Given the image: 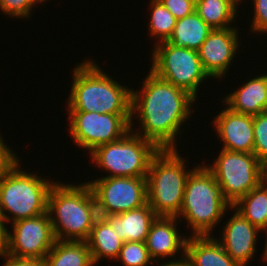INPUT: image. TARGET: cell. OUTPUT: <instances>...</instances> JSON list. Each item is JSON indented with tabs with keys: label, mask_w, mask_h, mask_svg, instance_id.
Wrapping results in <instances>:
<instances>
[{
	"label": "cell",
	"mask_w": 267,
	"mask_h": 266,
	"mask_svg": "<svg viewBox=\"0 0 267 266\" xmlns=\"http://www.w3.org/2000/svg\"><path fill=\"white\" fill-rule=\"evenodd\" d=\"M46 266H95L87 241H60L44 258Z\"/></svg>",
	"instance_id": "cell-23"
},
{
	"label": "cell",
	"mask_w": 267,
	"mask_h": 266,
	"mask_svg": "<svg viewBox=\"0 0 267 266\" xmlns=\"http://www.w3.org/2000/svg\"><path fill=\"white\" fill-rule=\"evenodd\" d=\"M148 9H150V20L148 29L152 40L156 43L164 42L169 39L175 28L176 18L173 14L159 1L149 0Z\"/></svg>",
	"instance_id": "cell-25"
},
{
	"label": "cell",
	"mask_w": 267,
	"mask_h": 266,
	"mask_svg": "<svg viewBox=\"0 0 267 266\" xmlns=\"http://www.w3.org/2000/svg\"><path fill=\"white\" fill-rule=\"evenodd\" d=\"M153 45L149 70L197 99L201 83L210 79L202 67L198 50L174 46L167 41Z\"/></svg>",
	"instance_id": "cell-8"
},
{
	"label": "cell",
	"mask_w": 267,
	"mask_h": 266,
	"mask_svg": "<svg viewBox=\"0 0 267 266\" xmlns=\"http://www.w3.org/2000/svg\"><path fill=\"white\" fill-rule=\"evenodd\" d=\"M123 266H148L154 262L148 252L145 242L128 241L123 242L117 257Z\"/></svg>",
	"instance_id": "cell-26"
},
{
	"label": "cell",
	"mask_w": 267,
	"mask_h": 266,
	"mask_svg": "<svg viewBox=\"0 0 267 266\" xmlns=\"http://www.w3.org/2000/svg\"><path fill=\"white\" fill-rule=\"evenodd\" d=\"M98 178L87 183L94 195L99 217L137 209L148 203L146 177Z\"/></svg>",
	"instance_id": "cell-11"
},
{
	"label": "cell",
	"mask_w": 267,
	"mask_h": 266,
	"mask_svg": "<svg viewBox=\"0 0 267 266\" xmlns=\"http://www.w3.org/2000/svg\"><path fill=\"white\" fill-rule=\"evenodd\" d=\"M223 105L225 107L212 120L215 134L222 142V149L231 152L253 153V116L237 113L224 103Z\"/></svg>",
	"instance_id": "cell-16"
},
{
	"label": "cell",
	"mask_w": 267,
	"mask_h": 266,
	"mask_svg": "<svg viewBox=\"0 0 267 266\" xmlns=\"http://www.w3.org/2000/svg\"><path fill=\"white\" fill-rule=\"evenodd\" d=\"M185 262L188 266H239L213 236H189Z\"/></svg>",
	"instance_id": "cell-19"
},
{
	"label": "cell",
	"mask_w": 267,
	"mask_h": 266,
	"mask_svg": "<svg viewBox=\"0 0 267 266\" xmlns=\"http://www.w3.org/2000/svg\"><path fill=\"white\" fill-rule=\"evenodd\" d=\"M70 139L77 148L89 153L95 148L114 142L130 131L131 114H100L68 111Z\"/></svg>",
	"instance_id": "cell-10"
},
{
	"label": "cell",
	"mask_w": 267,
	"mask_h": 266,
	"mask_svg": "<svg viewBox=\"0 0 267 266\" xmlns=\"http://www.w3.org/2000/svg\"><path fill=\"white\" fill-rule=\"evenodd\" d=\"M47 212L60 241H87L99 217L87 182L72 185L56 181L49 190Z\"/></svg>",
	"instance_id": "cell-3"
},
{
	"label": "cell",
	"mask_w": 267,
	"mask_h": 266,
	"mask_svg": "<svg viewBox=\"0 0 267 266\" xmlns=\"http://www.w3.org/2000/svg\"><path fill=\"white\" fill-rule=\"evenodd\" d=\"M3 266H46L44 258H21L7 254Z\"/></svg>",
	"instance_id": "cell-32"
},
{
	"label": "cell",
	"mask_w": 267,
	"mask_h": 266,
	"mask_svg": "<svg viewBox=\"0 0 267 266\" xmlns=\"http://www.w3.org/2000/svg\"><path fill=\"white\" fill-rule=\"evenodd\" d=\"M260 231L267 230V186L260 183L232 205Z\"/></svg>",
	"instance_id": "cell-24"
},
{
	"label": "cell",
	"mask_w": 267,
	"mask_h": 266,
	"mask_svg": "<svg viewBox=\"0 0 267 266\" xmlns=\"http://www.w3.org/2000/svg\"><path fill=\"white\" fill-rule=\"evenodd\" d=\"M230 209L234 213L222 227V234H220L222 236L216 240L239 266H246L257 253L258 233L262 231L252 225L233 206Z\"/></svg>",
	"instance_id": "cell-14"
},
{
	"label": "cell",
	"mask_w": 267,
	"mask_h": 266,
	"mask_svg": "<svg viewBox=\"0 0 267 266\" xmlns=\"http://www.w3.org/2000/svg\"><path fill=\"white\" fill-rule=\"evenodd\" d=\"M253 2V20H251L250 32L254 34H267V0H251Z\"/></svg>",
	"instance_id": "cell-29"
},
{
	"label": "cell",
	"mask_w": 267,
	"mask_h": 266,
	"mask_svg": "<svg viewBox=\"0 0 267 266\" xmlns=\"http://www.w3.org/2000/svg\"><path fill=\"white\" fill-rule=\"evenodd\" d=\"M176 18L182 19L193 13L196 7V0H159Z\"/></svg>",
	"instance_id": "cell-30"
},
{
	"label": "cell",
	"mask_w": 267,
	"mask_h": 266,
	"mask_svg": "<svg viewBox=\"0 0 267 266\" xmlns=\"http://www.w3.org/2000/svg\"><path fill=\"white\" fill-rule=\"evenodd\" d=\"M84 60L72 70L65 108L100 114H131L132 89L112 79L94 59Z\"/></svg>",
	"instance_id": "cell-2"
},
{
	"label": "cell",
	"mask_w": 267,
	"mask_h": 266,
	"mask_svg": "<svg viewBox=\"0 0 267 266\" xmlns=\"http://www.w3.org/2000/svg\"><path fill=\"white\" fill-rule=\"evenodd\" d=\"M158 266H188V264L185 261L178 262V263H160Z\"/></svg>",
	"instance_id": "cell-35"
},
{
	"label": "cell",
	"mask_w": 267,
	"mask_h": 266,
	"mask_svg": "<svg viewBox=\"0 0 267 266\" xmlns=\"http://www.w3.org/2000/svg\"><path fill=\"white\" fill-rule=\"evenodd\" d=\"M264 232H266V236H265V238H266V240H265V247H264V249H263V252H262V254L261 255H263L262 256V261H266L267 262V230L266 231H264Z\"/></svg>",
	"instance_id": "cell-36"
},
{
	"label": "cell",
	"mask_w": 267,
	"mask_h": 266,
	"mask_svg": "<svg viewBox=\"0 0 267 266\" xmlns=\"http://www.w3.org/2000/svg\"><path fill=\"white\" fill-rule=\"evenodd\" d=\"M2 138L3 136L0 135V181L20 158L16 156L17 153L13 152L12 148L8 147V143L4 142L5 140Z\"/></svg>",
	"instance_id": "cell-31"
},
{
	"label": "cell",
	"mask_w": 267,
	"mask_h": 266,
	"mask_svg": "<svg viewBox=\"0 0 267 266\" xmlns=\"http://www.w3.org/2000/svg\"><path fill=\"white\" fill-rule=\"evenodd\" d=\"M237 29L236 26L213 29L198 49L202 67L210 78H224L230 71L231 62L241 46Z\"/></svg>",
	"instance_id": "cell-13"
},
{
	"label": "cell",
	"mask_w": 267,
	"mask_h": 266,
	"mask_svg": "<svg viewBox=\"0 0 267 266\" xmlns=\"http://www.w3.org/2000/svg\"><path fill=\"white\" fill-rule=\"evenodd\" d=\"M102 217L124 242H145L150 226L157 215L147 203L137 209Z\"/></svg>",
	"instance_id": "cell-18"
},
{
	"label": "cell",
	"mask_w": 267,
	"mask_h": 266,
	"mask_svg": "<svg viewBox=\"0 0 267 266\" xmlns=\"http://www.w3.org/2000/svg\"><path fill=\"white\" fill-rule=\"evenodd\" d=\"M42 4L44 3V2H47V0H39ZM49 1V0H48Z\"/></svg>",
	"instance_id": "cell-37"
},
{
	"label": "cell",
	"mask_w": 267,
	"mask_h": 266,
	"mask_svg": "<svg viewBox=\"0 0 267 266\" xmlns=\"http://www.w3.org/2000/svg\"><path fill=\"white\" fill-rule=\"evenodd\" d=\"M223 103L232 111L256 116L267 111V75L259 74L227 94Z\"/></svg>",
	"instance_id": "cell-17"
},
{
	"label": "cell",
	"mask_w": 267,
	"mask_h": 266,
	"mask_svg": "<svg viewBox=\"0 0 267 266\" xmlns=\"http://www.w3.org/2000/svg\"><path fill=\"white\" fill-rule=\"evenodd\" d=\"M142 89L132 88L130 130L152 142L159 150L178 149L176 140L181 126L190 120L197 99L189 92L149 71ZM139 119L138 123L134 122ZM139 124L134 131L132 124Z\"/></svg>",
	"instance_id": "cell-1"
},
{
	"label": "cell",
	"mask_w": 267,
	"mask_h": 266,
	"mask_svg": "<svg viewBox=\"0 0 267 266\" xmlns=\"http://www.w3.org/2000/svg\"><path fill=\"white\" fill-rule=\"evenodd\" d=\"M27 170L21 169L19 159L0 181V213L6 223L47 212L49 190L55 182Z\"/></svg>",
	"instance_id": "cell-6"
},
{
	"label": "cell",
	"mask_w": 267,
	"mask_h": 266,
	"mask_svg": "<svg viewBox=\"0 0 267 266\" xmlns=\"http://www.w3.org/2000/svg\"><path fill=\"white\" fill-rule=\"evenodd\" d=\"M123 242L111 225L103 217H98L87 240L95 266L104 258L116 260Z\"/></svg>",
	"instance_id": "cell-20"
},
{
	"label": "cell",
	"mask_w": 267,
	"mask_h": 266,
	"mask_svg": "<svg viewBox=\"0 0 267 266\" xmlns=\"http://www.w3.org/2000/svg\"><path fill=\"white\" fill-rule=\"evenodd\" d=\"M159 149L132 130L122 138L90 152L94 167L107 171L103 177H146L151 159Z\"/></svg>",
	"instance_id": "cell-7"
},
{
	"label": "cell",
	"mask_w": 267,
	"mask_h": 266,
	"mask_svg": "<svg viewBox=\"0 0 267 266\" xmlns=\"http://www.w3.org/2000/svg\"><path fill=\"white\" fill-rule=\"evenodd\" d=\"M179 149L159 150L150 161L147 182V202L157 216L177 217L192 169L187 168ZM187 168V169H186Z\"/></svg>",
	"instance_id": "cell-5"
},
{
	"label": "cell",
	"mask_w": 267,
	"mask_h": 266,
	"mask_svg": "<svg viewBox=\"0 0 267 266\" xmlns=\"http://www.w3.org/2000/svg\"><path fill=\"white\" fill-rule=\"evenodd\" d=\"M241 0H196L195 11L212 29H225L231 26L238 17L237 6ZM237 16V17H236Z\"/></svg>",
	"instance_id": "cell-22"
},
{
	"label": "cell",
	"mask_w": 267,
	"mask_h": 266,
	"mask_svg": "<svg viewBox=\"0 0 267 266\" xmlns=\"http://www.w3.org/2000/svg\"><path fill=\"white\" fill-rule=\"evenodd\" d=\"M5 219L0 213V257H5L8 254L7 233L8 227L5 225Z\"/></svg>",
	"instance_id": "cell-33"
},
{
	"label": "cell",
	"mask_w": 267,
	"mask_h": 266,
	"mask_svg": "<svg viewBox=\"0 0 267 266\" xmlns=\"http://www.w3.org/2000/svg\"><path fill=\"white\" fill-rule=\"evenodd\" d=\"M219 152L214 163L205 166L213 173L224 198L234 205L261 183L260 161L254 153Z\"/></svg>",
	"instance_id": "cell-9"
},
{
	"label": "cell",
	"mask_w": 267,
	"mask_h": 266,
	"mask_svg": "<svg viewBox=\"0 0 267 266\" xmlns=\"http://www.w3.org/2000/svg\"><path fill=\"white\" fill-rule=\"evenodd\" d=\"M232 205L224 198L213 173L199 164L189 175L183 203L177 219L186 221L190 236H214V227L221 223ZM182 220V221H181Z\"/></svg>",
	"instance_id": "cell-4"
},
{
	"label": "cell",
	"mask_w": 267,
	"mask_h": 266,
	"mask_svg": "<svg viewBox=\"0 0 267 266\" xmlns=\"http://www.w3.org/2000/svg\"><path fill=\"white\" fill-rule=\"evenodd\" d=\"M36 4L42 3L39 0H0V12L7 17L29 19Z\"/></svg>",
	"instance_id": "cell-28"
},
{
	"label": "cell",
	"mask_w": 267,
	"mask_h": 266,
	"mask_svg": "<svg viewBox=\"0 0 267 266\" xmlns=\"http://www.w3.org/2000/svg\"><path fill=\"white\" fill-rule=\"evenodd\" d=\"M254 148L253 153L261 162L267 158V111L253 116Z\"/></svg>",
	"instance_id": "cell-27"
},
{
	"label": "cell",
	"mask_w": 267,
	"mask_h": 266,
	"mask_svg": "<svg viewBox=\"0 0 267 266\" xmlns=\"http://www.w3.org/2000/svg\"><path fill=\"white\" fill-rule=\"evenodd\" d=\"M212 30L194 11L176 20L175 28L167 42L174 46L198 50Z\"/></svg>",
	"instance_id": "cell-21"
},
{
	"label": "cell",
	"mask_w": 267,
	"mask_h": 266,
	"mask_svg": "<svg viewBox=\"0 0 267 266\" xmlns=\"http://www.w3.org/2000/svg\"><path fill=\"white\" fill-rule=\"evenodd\" d=\"M178 223L177 217L157 216L150 226L145 244L151 259L158 264L161 263L160 259H165V263L185 261L186 243L189 235L182 236L178 232ZM179 252H182L180 256L183 255L179 256L178 259L175 255Z\"/></svg>",
	"instance_id": "cell-15"
},
{
	"label": "cell",
	"mask_w": 267,
	"mask_h": 266,
	"mask_svg": "<svg viewBox=\"0 0 267 266\" xmlns=\"http://www.w3.org/2000/svg\"><path fill=\"white\" fill-rule=\"evenodd\" d=\"M11 227L8 254L15 257L45 258L56 241L48 212L13 222Z\"/></svg>",
	"instance_id": "cell-12"
},
{
	"label": "cell",
	"mask_w": 267,
	"mask_h": 266,
	"mask_svg": "<svg viewBox=\"0 0 267 266\" xmlns=\"http://www.w3.org/2000/svg\"><path fill=\"white\" fill-rule=\"evenodd\" d=\"M261 183L267 186V158L260 162Z\"/></svg>",
	"instance_id": "cell-34"
}]
</instances>
